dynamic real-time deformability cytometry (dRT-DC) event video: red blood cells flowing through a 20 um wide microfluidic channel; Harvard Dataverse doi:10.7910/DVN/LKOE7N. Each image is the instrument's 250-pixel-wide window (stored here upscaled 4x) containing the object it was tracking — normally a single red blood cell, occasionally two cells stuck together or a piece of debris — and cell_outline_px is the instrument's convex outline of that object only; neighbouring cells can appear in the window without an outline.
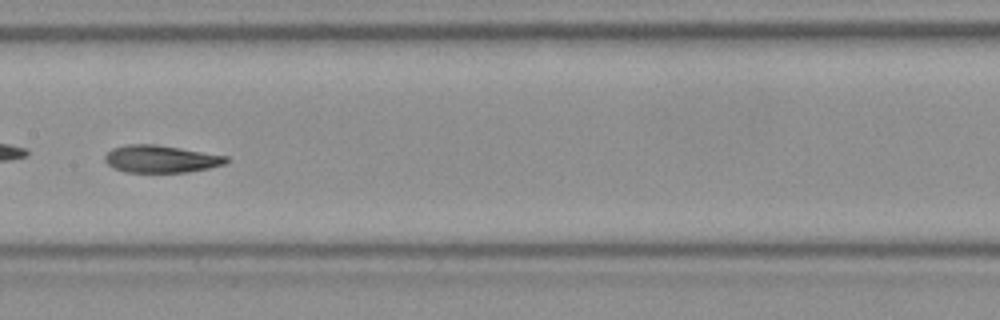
{"species": "Egyptian fruit bat (a non-hibernating species)", "species_latin": "Rousettus aegyptiacus", "temperature_condition": "room temperature", "stored_images_in_passage": 7, "camera_frame_rate_fps": 3000, "um_per_image_px": 0.085, "frame": {"image": 1, "passage_image": 7, "time_ms": 2.0, "image_size_px": [1000, 320], "cell_outline_px": [[228, 160], [224, 164], [208, 168], [188, 172], [124, 172], [112, 168], [104, 160], [104, 156], [112, 148], [128, 144], [156, 144], [228, 156]], "centroid_in_image_um": [13.64, 13.51], "position_along_channel_um": 193.8, "area_um2": 19.36}}